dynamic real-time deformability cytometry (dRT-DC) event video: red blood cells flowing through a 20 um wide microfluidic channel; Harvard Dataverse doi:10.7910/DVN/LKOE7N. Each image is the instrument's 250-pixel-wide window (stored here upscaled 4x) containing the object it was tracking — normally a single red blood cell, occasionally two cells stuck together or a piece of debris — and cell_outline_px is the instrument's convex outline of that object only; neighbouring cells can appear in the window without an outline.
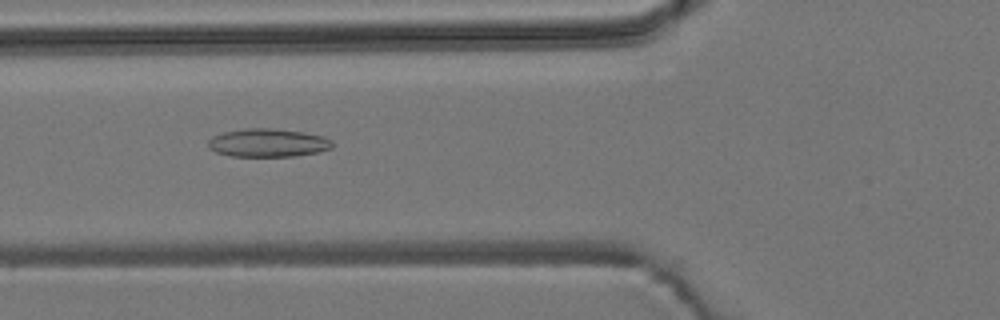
{"species": "common noctule bat (a hibernating species)", "species_latin": "Nyctalus noctula", "temperature_condition": "room temperature", "stored_images_in_passage": 34, "camera_frame_rate_fps": 3000, "um_per_image_px": 0.085, "animal": {"sex": "male", "body_mass_g": 19.2, "forearm_length_mm": 51.8}, "frame": {"image": 1, "passage_image": 3, "time_ms": 0.667, "image_size_px": [1000, 320], "cell_outline_px": [[332, 148], [316, 152], [292, 156], [228, 156], [216, 152], [208, 148], [208, 140], [212, 136], [224, 132], [244, 128], [276, 128], [304, 132], [324, 136], [332, 140]], "centroid_in_image_um": [22.75, 12.13], "position_along_channel_um": 103.1, "area_um2": 20.58}}
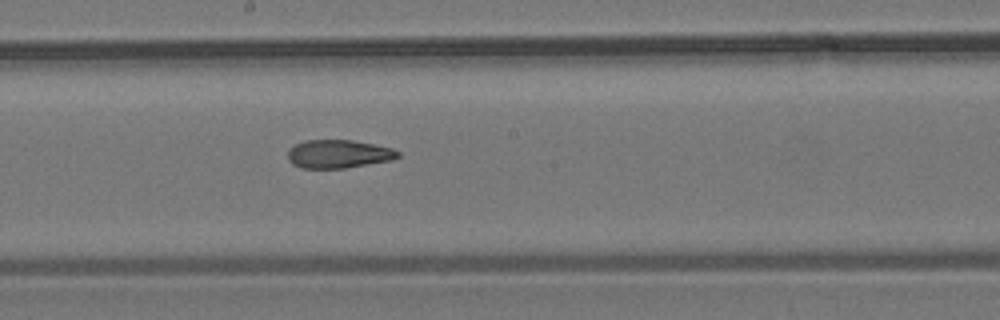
{"frame": {"image": 2, "passage_image": 12, "time_ms": 3.667, "image_size_px": [1000, 320], "cell_outline_px": [[400, 156], [392, 160], [344, 168], [300, 168], [292, 164], [288, 160], [288, 148], [304, 140], [352, 140], [392, 148], [400, 152]], "centroid_in_image_um": [28.74, 13.09], "position_along_channel_um": 219.5, "area_um2": 18.21}}
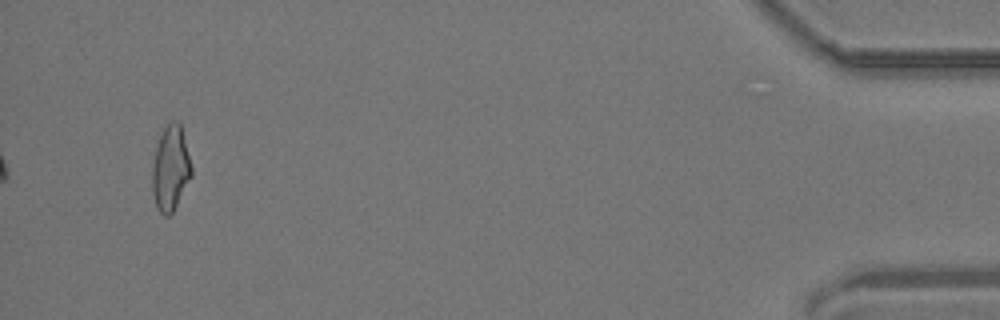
{"frame": {"image": 3, "passage_image": 34, "time_ms": 11.0, "image_size_px": [1000, 320], "cell_outline_px": [[192, 176], [172, 212], [168, 216], [164, 216], [156, 208], [152, 192], [152, 164], [156, 148], [160, 136], [164, 128], [172, 120], [176, 120], [180, 124], [192, 168]], "centroid_in_image_um": [14.48, 14.34], "position_along_channel_um": 420.7, "area_um2": 19.25}}